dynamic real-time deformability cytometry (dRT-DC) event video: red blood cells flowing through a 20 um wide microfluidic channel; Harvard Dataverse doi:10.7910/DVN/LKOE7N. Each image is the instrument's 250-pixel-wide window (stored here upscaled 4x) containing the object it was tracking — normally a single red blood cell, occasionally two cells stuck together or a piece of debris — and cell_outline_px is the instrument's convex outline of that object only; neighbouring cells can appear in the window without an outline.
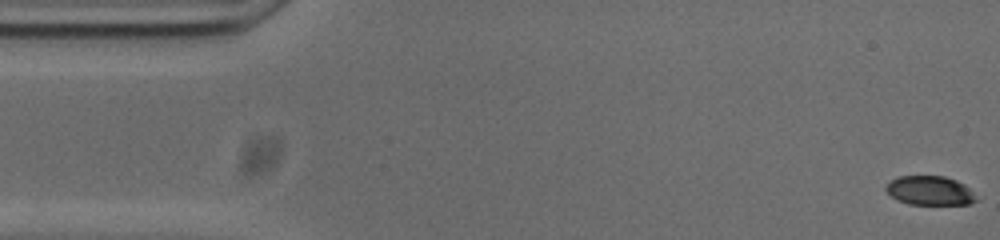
{"species": "common noctule bat (a hibernating species)", "species_latin": "Nyctalus noctula", "temperature_condition": "cold", "stored_images_in_passage": 54, "camera_frame_rate_fps": 3000, "um_per_image_px": 0.085, "animal": {"sex": "male", "body_mass_g": 20.0, "forearm_length_mm": 53.3}, "frame": {"image": 1, "passage_image": 1, "time_ms": 0.0, "image_size_px": [1000, 240], "cell_outline_px": [[976, 200], [968, 204], [908, 204], [896, 200], [884, 188], [896, 176], [944, 176], [956, 180], [964, 184], [968, 188]], "centroid_in_image_um": [78.99, 16.19], "position_along_channel_um": 6.0, "area_um2": 15.09}}
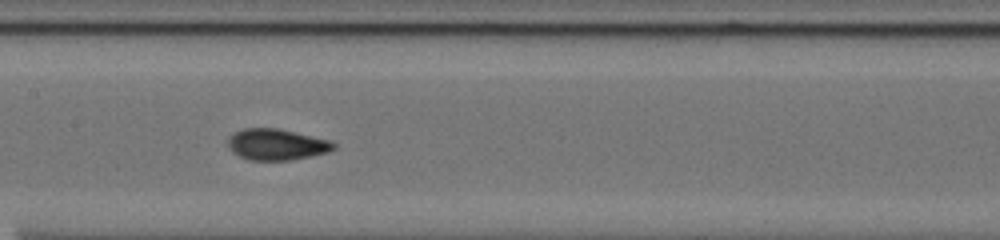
{"frame": {"image": 2, "passage_image": 25, "time_ms": 8.0, "image_size_px": [1000, 240], "cell_outline_px": [[336, 148], [328, 152], [292, 160], [248, 160], [232, 152], [228, 144], [228, 140], [236, 132], [244, 128], [276, 128], [332, 140], [336, 144]], "centroid_in_image_um": [23.55, 12.28], "position_along_channel_um": 183.8, "area_um2": 19.13}}
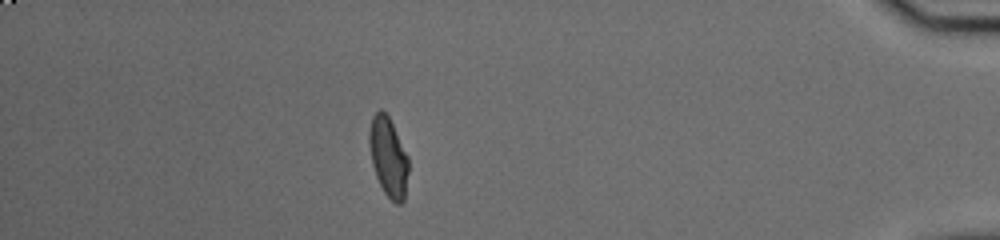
{"frame": {"image": 3, "passage_image": 47, "time_ms": 15.333, "image_size_px": [1000, 240], "cell_outline_px": [[408, 172], [404, 200], [400, 204], [396, 204], [384, 192], [376, 176], [372, 164], [368, 140], [368, 132], [372, 116], [380, 108], [388, 116], [408, 156]], "centroid_in_image_um": [32.99, 13.34], "position_along_channel_um": 402.2, "area_um2": 18.03}, "authors_computed_cell_mechanics": {"area_um2": 18.3226, "velocity_mm_per_s": 3.7401, "shape_relaxation_time_tau1_ms": 7.6474, "shape_relaxation_time_tau2_ms": 1.2413, "deformation_change_tau1": 0.2188, "deformation_change_tau2": 0.0558}}